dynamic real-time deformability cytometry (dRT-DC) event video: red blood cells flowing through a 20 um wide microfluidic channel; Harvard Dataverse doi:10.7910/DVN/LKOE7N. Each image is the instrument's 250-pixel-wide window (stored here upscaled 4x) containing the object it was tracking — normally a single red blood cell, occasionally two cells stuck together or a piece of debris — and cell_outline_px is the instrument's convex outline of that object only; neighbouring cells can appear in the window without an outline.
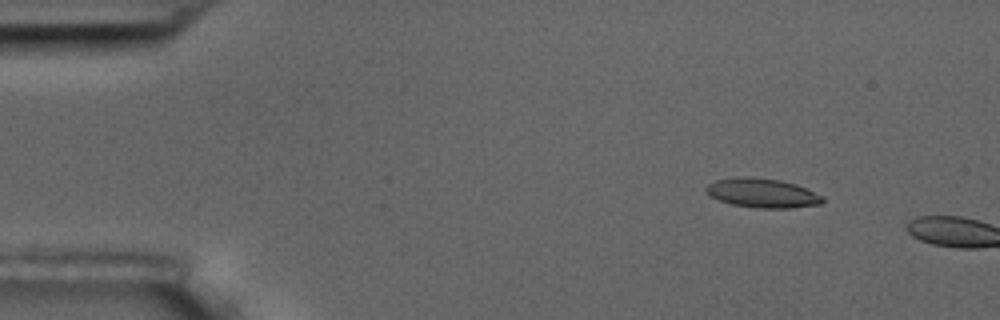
{"species": "common noctule bat (a hibernating species)", "species_latin": "Nyctalus noctula", "temperature_condition": "room temperature", "stored_images_in_passage": 8, "camera_frame_rate_fps": 3000, "um_per_image_px": 0.085, "animal": {"sex": "male", "body_mass_g": 17.5, "forearm_length_mm": 52.3}, "frame": {"image": 1, "passage_image": 6, "time_ms": 1.667, "image_size_px": [1000, 320], "cell_outline_px": [[824, 200], [820, 204], [792, 208], [756, 208], [732, 204], [720, 200], [712, 196], [704, 188], [708, 184], [716, 180], [744, 176], [780, 180], [796, 184], [824, 196]], "centroid_in_image_um": [64.83, 16.41], "position_along_channel_um": 20.2, "area_um2": 19.71}}